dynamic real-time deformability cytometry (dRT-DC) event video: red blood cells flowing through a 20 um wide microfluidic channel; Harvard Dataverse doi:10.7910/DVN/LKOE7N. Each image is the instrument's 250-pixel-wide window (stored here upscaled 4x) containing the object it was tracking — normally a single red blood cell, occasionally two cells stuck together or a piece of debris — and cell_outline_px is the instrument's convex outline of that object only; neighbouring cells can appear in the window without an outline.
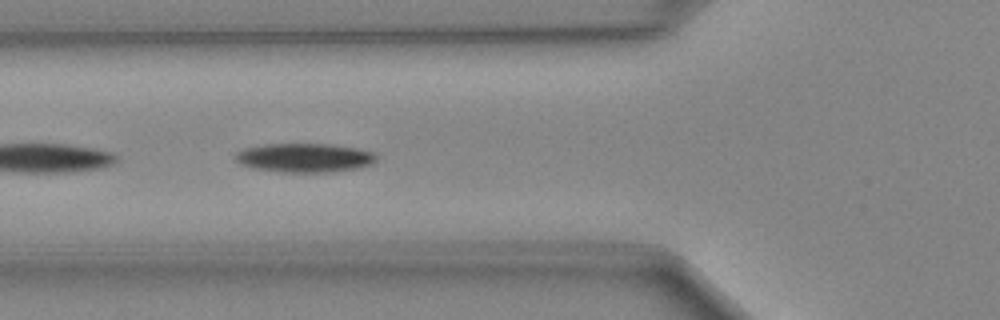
{"species": "Egyptian fruit bat (a non-hibernating species)", "species_latin": "Rousettus aegyptiacus", "temperature_condition": "cold", "stored_images_in_passage": 36, "camera_frame_rate_fps": 3000, "um_per_image_px": 0.085, "animal": {"sex": "female"}, "frame": {"image": 1, "passage_image": 5, "time_ms": 1.333, "image_size_px": [1000, 320], "cell_outline_px": [[376, 160], [372, 164], [356, 168], [328, 172], [284, 172], [252, 168], [240, 164], [236, 160], [236, 152], [244, 148], [264, 144], [332, 144], [356, 148], [372, 152], [376, 156]], "centroid_in_image_um": [25.86, 13.4], "position_along_channel_um": 99.9, "area_um2": 23.7}}
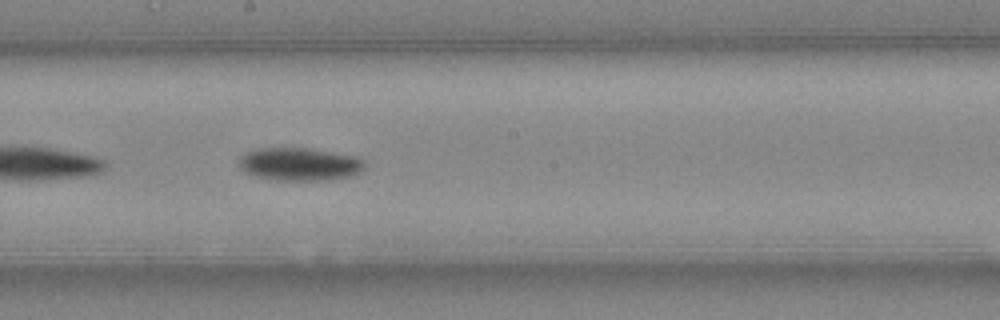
{"frame": {"image": 2, "passage_image": 14, "time_ms": 4.333, "image_size_px": [1000, 320], "cell_outline_px": [[364, 168], [360, 172], [352, 176], [328, 180], [276, 180], [252, 176], [244, 172], [236, 164], [240, 156], [256, 148], [308, 148], [352, 156], [364, 160]], "centroid_in_image_um": [25.39, 13.96], "position_along_channel_um": 222.8, "area_um2": 24.28}}
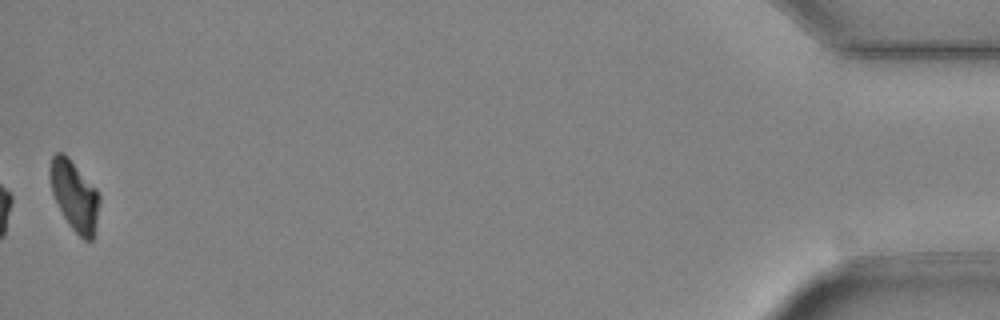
{"frame": {"image": 3, "passage_image": 36, "time_ms": 11.667, "image_size_px": [1000, 320], "cell_outline_px": [[100, 200], [92, 240], [84, 240], [72, 228], [64, 216], [52, 192], [48, 172], [52, 156], [56, 152], [60, 152], [68, 156], [96, 188], [100, 196]], "centroid_in_image_um": [6.32, 16.58], "position_along_channel_um": 428.9, "area_um2": 19.83}}